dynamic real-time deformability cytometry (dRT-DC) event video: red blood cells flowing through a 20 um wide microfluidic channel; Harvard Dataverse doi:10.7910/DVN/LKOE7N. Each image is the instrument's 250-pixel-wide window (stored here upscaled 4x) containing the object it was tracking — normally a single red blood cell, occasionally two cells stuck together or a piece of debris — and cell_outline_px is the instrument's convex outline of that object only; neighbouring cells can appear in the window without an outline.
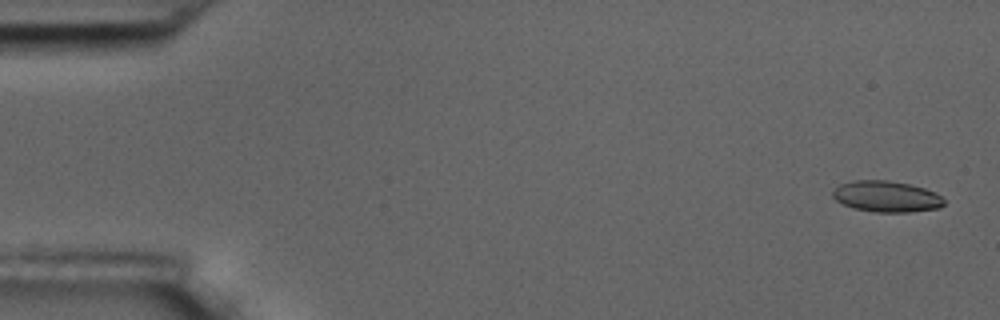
{"species": "common noctule bat (a hibernating species)", "species_latin": "Nyctalus noctula", "temperature_condition": "room temperature", "stored_images_in_passage": 6, "camera_frame_rate_fps": 3000, "um_per_image_px": 0.085, "animal": {"sex": "male", "body_mass_g": 17.5, "forearm_length_mm": 52.3}, "frame": {"image": 1, "passage_image": 1, "time_ms": 0.0, "image_size_px": [1000, 320], "cell_outline_px": [[944, 204], [940, 208], [908, 212], [876, 212], [856, 208], [844, 204], [836, 200], [832, 196], [832, 192], [840, 184], [856, 180], [888, 180], [908, 184], [924, 188], [936, 192], [944, 200]], "centroid_in_image_um": [75.37, 16.7], "position_along_channel_um": 9.6, "area_um2": 20.0}}